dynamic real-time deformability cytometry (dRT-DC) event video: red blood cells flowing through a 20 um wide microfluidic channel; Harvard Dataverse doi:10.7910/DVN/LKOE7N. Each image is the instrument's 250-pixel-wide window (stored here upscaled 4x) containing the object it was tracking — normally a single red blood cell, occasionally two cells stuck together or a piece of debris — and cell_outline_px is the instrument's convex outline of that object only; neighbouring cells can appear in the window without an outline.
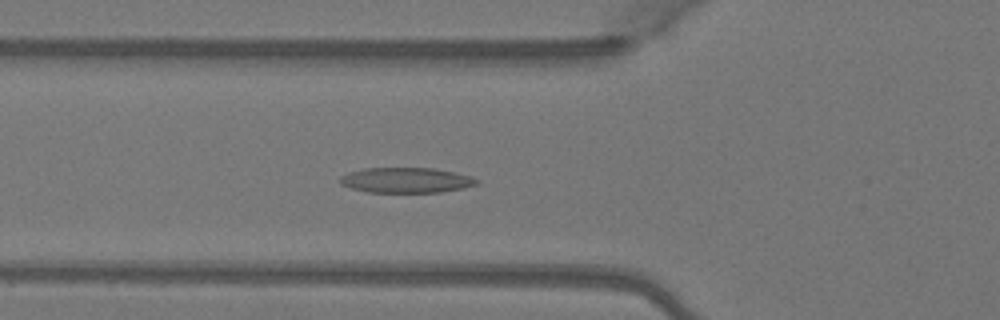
{"species": "Egyptian fruit bat (a non-hibernating species)", "species_latin": "Rousettus aegyptiacus", "temperature_condition": "warm", "stored_images_in_passage": 47, "camera_frame_rate_fps": 3000, "um_per_image_px": 0.085, "animal": {"sex": "female"}, "frame": {"image": 1, "passage_image": 18, "time_ms": 5.667, "image_size_px": [1000, 320], "cell_outline_px": [[480, 184], [464, 188], [440, 192], [368, 192], [352, 188], [340, 184], [340, 176], [348, 172], [364, 168], [432, 168], [456, 172], [480, 180]], "centroid_in_image_um": [34.54, 15.31], "position_along_channel_um": 91.3, "area_um2": 20.17}}
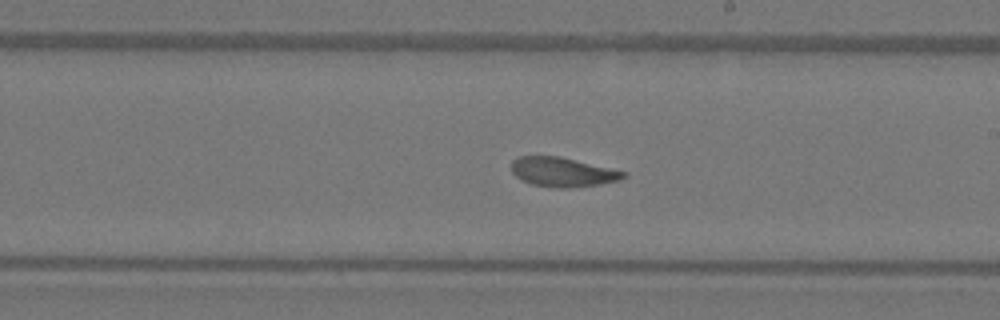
{"frame": {"image": 2, "passage_image": 29, "time_ms": 9.333, "image_size_px": [1000, 320], "cell_outline_px": [[628, 176], [620, 180], [600, 184], [568, 188], [556, 188], [532, 184], [516, 176], [512, 172], [512, 160], [520, 156], [560, 156], [628, 172]], "centroid_in_image_um": [47.87, 14.62], "position_along_channel_um": 241.1, "area_um2": 19.19}}
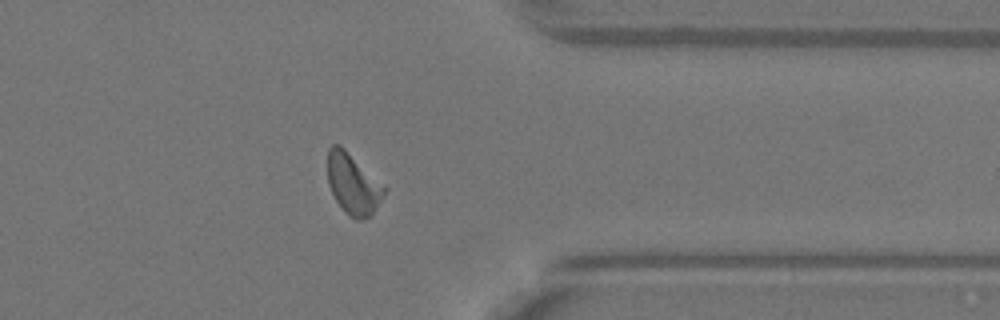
{"frame": {"image": 3, "passage_image": 40, "time_ms": 13.0, "image_size_px": [1000, 320], "cell_outline_px": [[388, 188], [372, 212], [368, 216], [360, 220], [356, 220], [348, 216], [344, 212], [336, 200], [328, 184], [328, 148], [332, 144], [340, 144]], "centroid_in_image_um": [30.0, 15.62], "position_along_channel_um": 381.4, "area_um2": 19.94}, "authors_computed_cell_mechanics": {"area_um2": 19.9988, "velocity_mm_per_s": 4.0835, "shape_relaxation_time_tau1_ms": 4.2929, "shape_relaxation_time_tau2_ms": 2.2502, "deformation_change_tau1": 0.1469, "deformation_change_tau2": 0.0919}}